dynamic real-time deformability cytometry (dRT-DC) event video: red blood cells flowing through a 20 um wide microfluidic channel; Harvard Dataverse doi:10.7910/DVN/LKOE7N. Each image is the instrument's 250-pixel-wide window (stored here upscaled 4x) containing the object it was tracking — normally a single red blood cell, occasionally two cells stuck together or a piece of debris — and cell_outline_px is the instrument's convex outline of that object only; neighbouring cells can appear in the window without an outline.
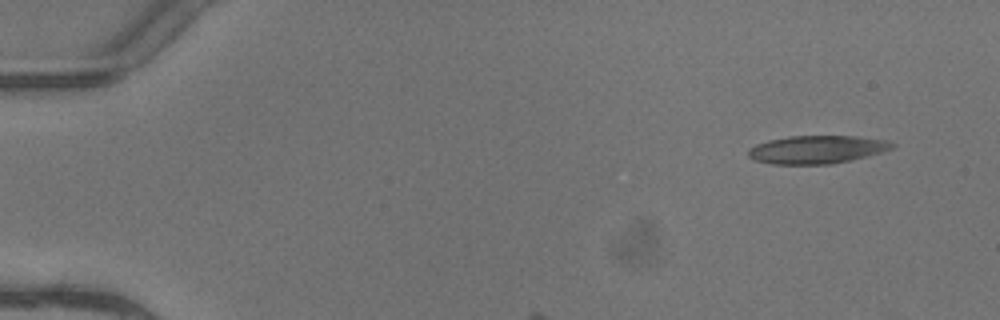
{"species": "common noctule bat (a hibernating species)", "species_latin": "Nyctalus noctula", "temperature_condition": "warm", "stored_images_in_passage": 3, "camera_frame_rate_fps": 3000, "um_per_image_px": 0.085, "animal": {"sex": "female"}, "frame": {"image": 1, "passage_image": 1, "time_ms": 0.0, "image_size_px": [1000, 320], "cell_outline_px": [[896, 144], [892, 148], [880, 152], [832, 164], [772, 164], [752, 160], [748, 156], [748, 148], [756, 144], [768, 140], [788, 136], [856, 136], [884, 140]], "centroid_in_image_um": [69.35, 12.71], "position_along_channel_um": 15.7, "area_um2": 23.35}}
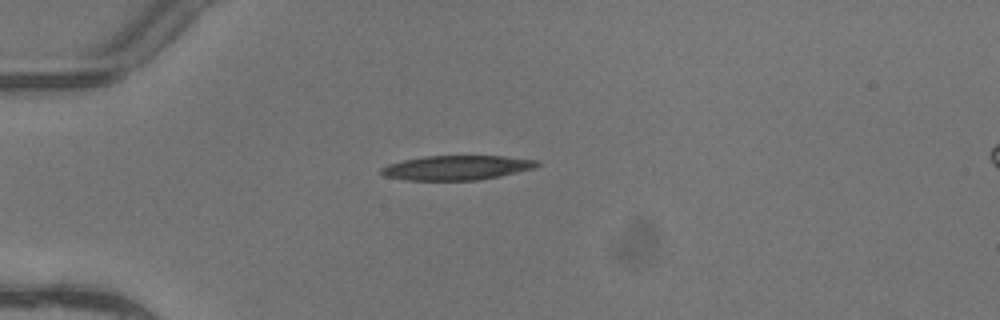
{"frame": {"image": 2, "passage_image": 3, "time_ms": 0.667, "image_size_px": [1000, 320], "cell_outline_px": [[540, 164], [536, 168], [500, 176], [480, 180], [408, 180], [384, 176], [380, 172], [380, 168], [388, 164], [404, 160], [424, 156], [504, 156], [536, 160]], "centroid_in_image_um": [38.83, 14.25], "position_along_channel_um": 46.2, "area_um2": 22.25}}